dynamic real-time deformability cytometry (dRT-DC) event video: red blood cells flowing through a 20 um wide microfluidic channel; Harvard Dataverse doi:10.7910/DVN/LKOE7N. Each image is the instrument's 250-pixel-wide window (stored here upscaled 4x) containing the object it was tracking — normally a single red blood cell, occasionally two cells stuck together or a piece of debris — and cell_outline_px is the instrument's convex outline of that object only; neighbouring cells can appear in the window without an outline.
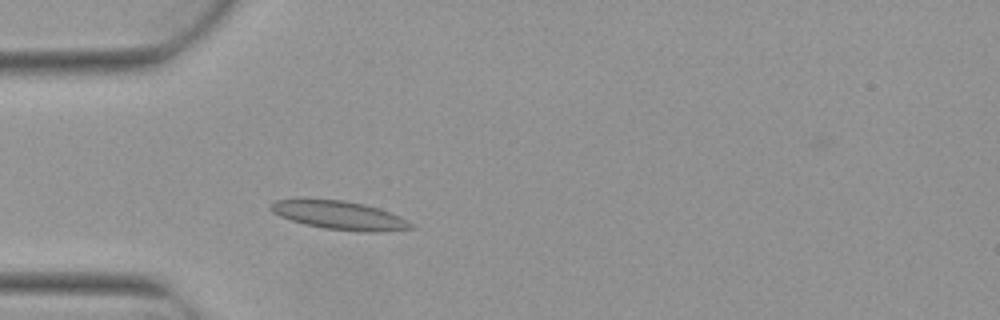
{"species": "Egyptian fruit bat (a non-hibernating species)", "species_latin": "Rousettus aegyptiacus", "temperature_condition": "warm", "stored_images_in_passage": 4, "camera_frame_rate_fps": 3000, "um_per_image_px": 0.085, "animal": {"sex": "female"}, "frame": {"image": 1, "passage_image": 4, "time_ms": 1.0, "image_size_px": [1000, 320], "cell_outline_px": [[416, 228], [380, 232], [360, 232], [324, 228], [304, 224], [280, 216], [272, 212], [268, 208], [268, 204], [276, 200], [344, 200], [364, 204], [400, 216], [408, 220]], "centroid_in_image_um": [28.87, 18.32], "position_along_channel_um": 56.1, "area_um2": 23.12}}